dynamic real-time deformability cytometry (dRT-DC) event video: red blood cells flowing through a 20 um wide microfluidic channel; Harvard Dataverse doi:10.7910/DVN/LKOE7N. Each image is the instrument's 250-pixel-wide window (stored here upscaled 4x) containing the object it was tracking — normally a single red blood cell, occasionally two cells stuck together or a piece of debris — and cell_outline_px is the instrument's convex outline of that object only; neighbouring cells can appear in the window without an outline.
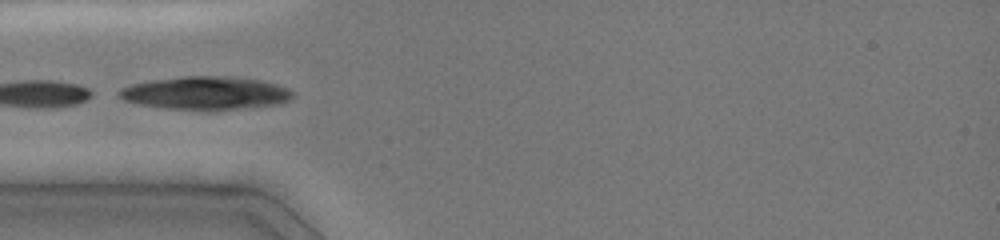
{"species": "common noctule bat (a hibernating species)", "species_latin": "Nyctalus noctula", "temperature_condition": "cold", "stored_images_in_passage": 6, "camera_frame_rate_fps": 3000, "um_per_image_px": 0.085, "animal": {"sex": "female", "body_mass_g": 19.0, "forearm_length_mm": 51.5}, "frame": {"image": 1, "passage_image": 4, "time_ms": 3.333, "image_size_px": [1000, 240], "cell_outline_px": [[296, 92], [288, 100], [280, 104], [216, 112], [204, 112], [164, 108], [140, 104], [124, 100], [116, 92], [120, 88], [132, 84], [148, 80], [184, 76], [228, 76], [260, 80], [276, 84], [288, 88]], "centroid_in_image_um": [17.49, 7.94], "position_along_channel_um": 67.5, "area_um2": 34.45}}